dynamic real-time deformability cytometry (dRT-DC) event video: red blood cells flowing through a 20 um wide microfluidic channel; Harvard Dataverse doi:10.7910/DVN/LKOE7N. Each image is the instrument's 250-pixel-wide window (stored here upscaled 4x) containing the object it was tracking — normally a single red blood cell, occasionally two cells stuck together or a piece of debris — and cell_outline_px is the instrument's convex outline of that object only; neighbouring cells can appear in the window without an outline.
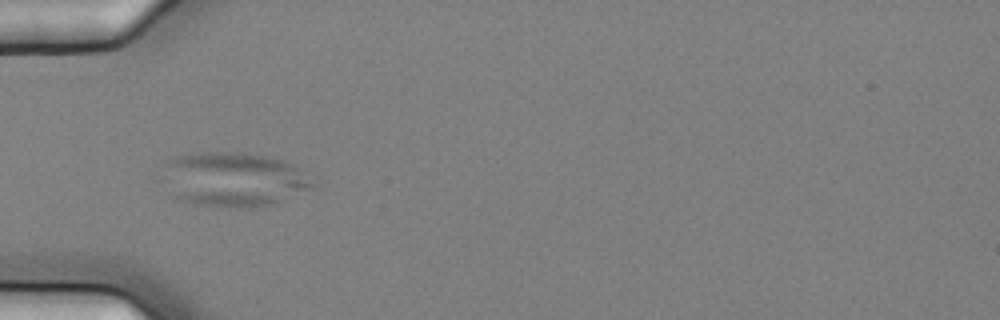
{"species": "common noctule bat (a hibernating species)", "species_latin": "Nyctalus noctula", "temperature_condition": "cold", "stored_images_in_passage": 7, "camera_frame_rate_fps": 3000, "um_per_image_px": 0.085, "animal": {"sex": "female", "body_mass_g": 25.1}, "frame": {"image": 1, "passage_image": 6, "time_ms": 1.667, "image_size_px": [1000, 320], "cell_outline_px": [[316, 184], [312, 188], [272, 204], [248, 208], [236, 208], [192, 204], [180, 200], [172, 196], [164, 164], [164, 160], [176, 156], [200, 152], [248, 152], [284, 160], [292, 164]], "centroid_in_image_um": [19.86, 15.24], "position_along_channel_um": 65.1, "area_um2": 47.4}}
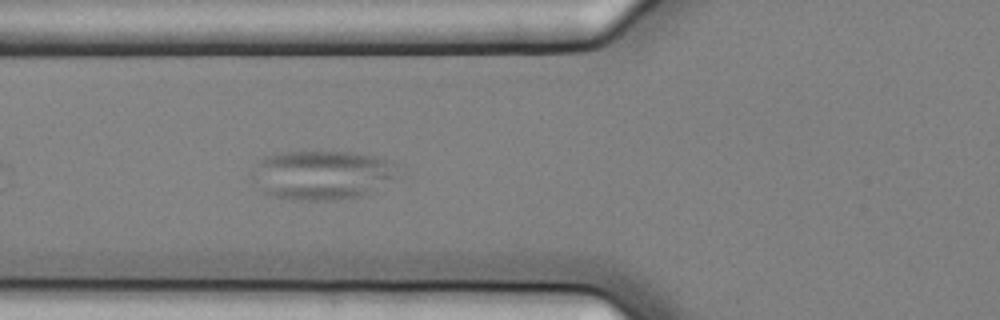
{"frame": {"image": 2, "passage_image": 7, "time_ms": 2.0, "image_size_px": [1000, 320], "cell_outline_px": [[400, 164], [392, 176], [368, 192], [360, 196], [336, 200], [292, 200], [272, 196], [260, 192], [248, 176], [248, 172], [264, 156], [280, 152], [348, 152], [376, 156], [392, 160]], "centroid_in_image_um": [27.22, 14.86], "position_along_channel_um": 98.6, "area_um2": 42.02}}